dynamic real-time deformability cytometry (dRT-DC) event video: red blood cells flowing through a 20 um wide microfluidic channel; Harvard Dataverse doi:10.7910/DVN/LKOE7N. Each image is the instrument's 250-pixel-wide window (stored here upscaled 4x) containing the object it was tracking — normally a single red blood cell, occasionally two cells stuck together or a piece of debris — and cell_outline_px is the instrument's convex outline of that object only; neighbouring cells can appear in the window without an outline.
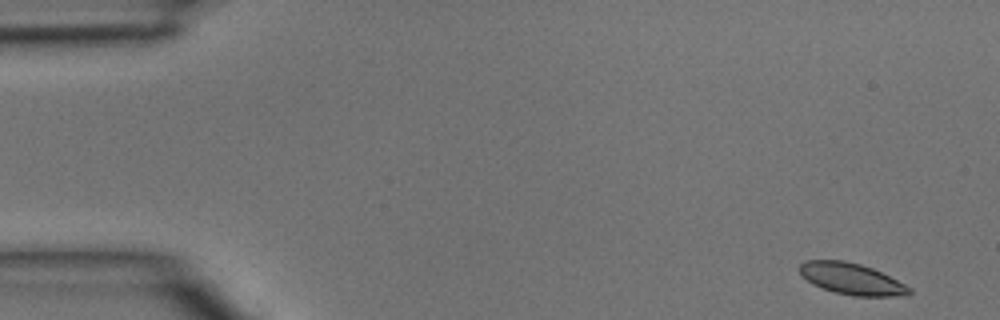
{"species": "common noctule bat (a hibernating species)", "species_latin": "Nyctalus noctula", "temperature_condition": "room temperature", "stored_images_in_passage": 4, "camera_frame_rate_fps": 3000, "um_per_image_px": 0.085, "animal": {"sex": "male", "body_mass_g": 15.6}, "frame": {"image": 1, "passage_image": 1, "time_ms": 0.0, "image_size_px": [1000, 320], "cell_outline_px": [[912, 292], [908, 296], [852, 296], [836, 292], [812, 284], [800, 272], [800, 264], [804, 260], [844, 260], [860, 264], [872, 268], [912, 288]], "centroid_in_image_um": [72.41, 23.7], "position_along_channel_um": 12.6, "area_um2": 19.88}}